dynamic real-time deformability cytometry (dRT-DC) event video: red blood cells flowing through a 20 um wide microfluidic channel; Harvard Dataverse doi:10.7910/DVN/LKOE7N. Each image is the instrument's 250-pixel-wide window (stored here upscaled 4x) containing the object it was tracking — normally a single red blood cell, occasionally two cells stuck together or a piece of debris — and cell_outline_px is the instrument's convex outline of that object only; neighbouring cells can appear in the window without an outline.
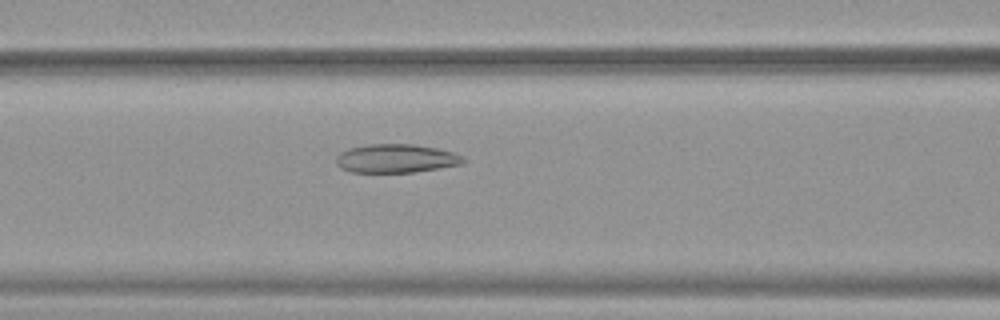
{"species": "common noctule bat (a hibernating species)", "species_latin": "Nyctalus noctula", "temperature_condition": "warm", "stored_images_in_passage": 42, "camera_frame_rate_fps": 3000, "um_per_image_px": 0.085, "animal": {"sex": "female", "body_mass_g": 19.9}, "frame": {"image": 1, "passage_image": 12, "time_ms": 3.667, "image_size_px": [1000, 320], "cell_outline_px": [[464, 160], [460, 164], [412, 172], [352, 172], [340, 168], [336, 164], [336, 156], [340, 152], [348, 148], [368, 144], [412, 144], [436, 148], [452, 152], [464, 156]], "centroid_in_image_um": [33.6, 13.46], "position_along_channel_um": 133.0, "area_um2": 21.04}}
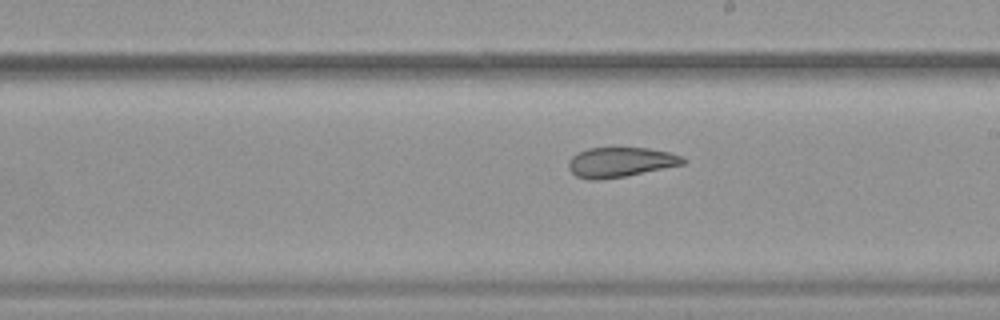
{"frame": {"image": 2, "passage_image": 20, "time_ms": 6.333, "image_size_px": [1000, 320], "cell_outline_px": [[688, 160], [684, 164], [624, 176], [596, 180], [588, 180], [576, 176], [568, 168], [568, 160], [576, 152], [588, 148], [648, 148], [668, 152], [684, 156]], "centroid_in_image_um": [52.72, 13.78], "position_along_channel_um": 236.3, "area_um2": 19.94}}
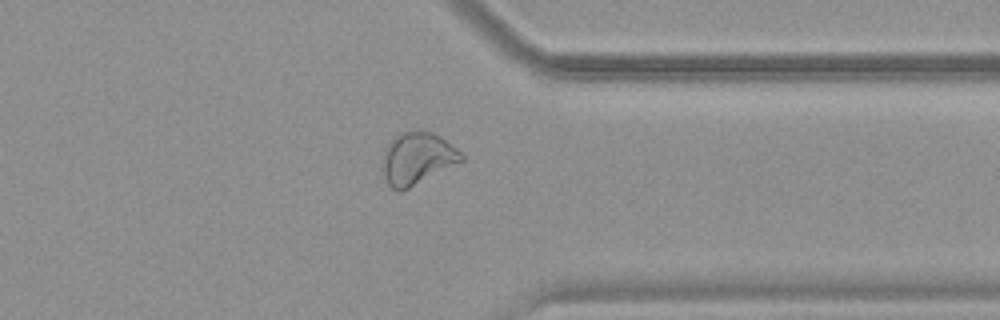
{"frame": {"image": 3, "passage_image": 31, "time_ms": 10.0, "image_size_px": [1000, 320], "cell_outline_px": [[464, 160], [400, 192], [396, 192], [388, 184], [384, 176], [384, 152], [388, 144], [400, 132], [432, 132], [440, 136], [456, 148], [464, 156]], "centroid_in_image_um": [35.47, 13.48], "position_along_channel_um": 375.9, "area_um2": 23.29}, "authors_computed_cell_mechanics": {"area_um2": 23.0044, "velocity_mm_per_s": 3.8876, "shape_relaxation_time_tau1_ms": null, "shape_relaxation_time_tau2_ms": 2.2263, "deformation_change_tau1": null, "deformation_change_tau2": 0.0872}}